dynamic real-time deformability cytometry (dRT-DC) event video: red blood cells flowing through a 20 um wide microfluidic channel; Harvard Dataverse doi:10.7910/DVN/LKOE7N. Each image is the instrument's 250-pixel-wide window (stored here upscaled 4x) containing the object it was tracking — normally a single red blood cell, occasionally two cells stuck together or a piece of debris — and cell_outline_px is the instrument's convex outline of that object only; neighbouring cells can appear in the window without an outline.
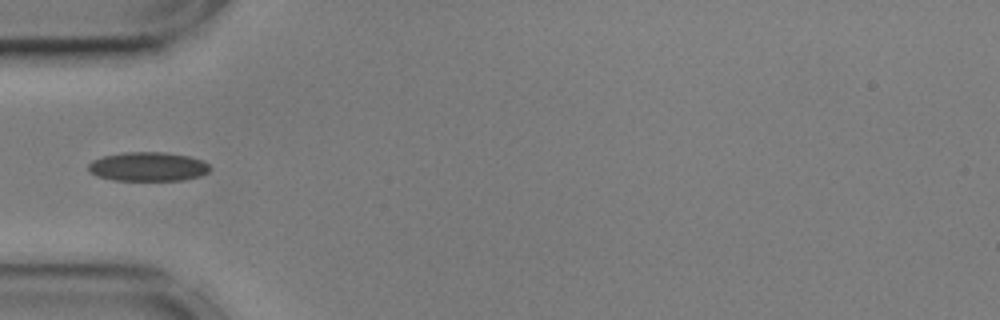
{"species": "common noctule bat (a hibernating species)", "species_latin": "Nyctalus noctula", "temperature_condition": "cold", "stored_images_in_passage": 8, "camera_frame_rate_fps": 3000, "um_per_image_px": 0.085, "animal": {"sex": "male", "body_mass_g": 17.9, "forearm_length_mm": 54.2}, "frame": {"image": 1, "passage_image": 1, "time_ms": 0.0, "image_size_px": [1000, 320], "cell_outline_px": [[208, 172], [200, 176], [184, 180], [112, 180], [96, 176], [88, 172], [88, 164], [92, 160], [104, 156], [124, 152], [160, 152], [188, 156], [200, 160], [208, 164]], "centroid_in_image_um": [12.52, 14.17], "position_along_channel_um": 72.5, "area_um2": 20.52}}